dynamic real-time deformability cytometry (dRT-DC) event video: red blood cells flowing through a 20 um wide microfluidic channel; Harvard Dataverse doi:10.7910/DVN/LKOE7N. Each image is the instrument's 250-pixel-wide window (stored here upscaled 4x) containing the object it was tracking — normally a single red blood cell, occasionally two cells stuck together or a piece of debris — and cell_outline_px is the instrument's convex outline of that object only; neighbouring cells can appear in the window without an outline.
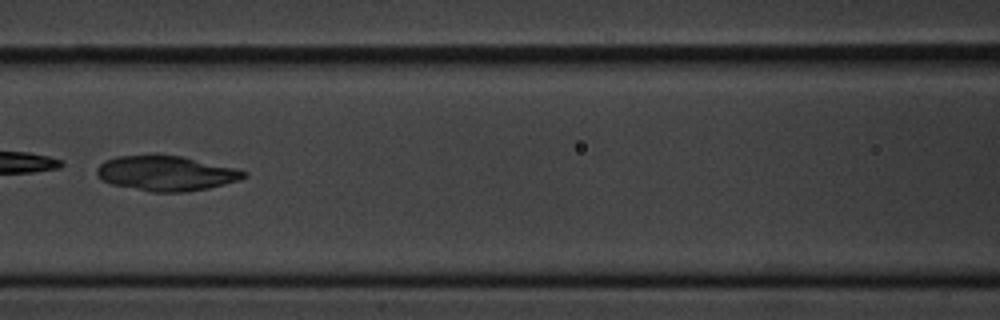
{"species": "common noctule bat (a hibernating species)", "species_latin": "Nyctalus noctula", "temperature_condition": "cold", "stored_images_in_passage": 11, "camera_frame_rate_fps": 3000, "um_per_image_px": 0.085, "animal": {"sex": "male", "body_mass_g": 20.1, "forearm_length_mm": 53.5}, "frame": {"image": 1, "passage_image": 7, "time_ms": 8.0, "image_size_px": [1000, 320], "cell_outline_px": [[248, 176], [240, 180], [208, 188], [184, 192], [152, 192], [112, 184], [100, 180], [96, 176], [96, 168], [104, 160], [116, 156], [156, 152], [180, 156], [236, 168], [248, 172]], "centroid_in_image_um": [14.07, 14.69], "position_along_channel_um": 152.5, "area_um2": 30.75}}
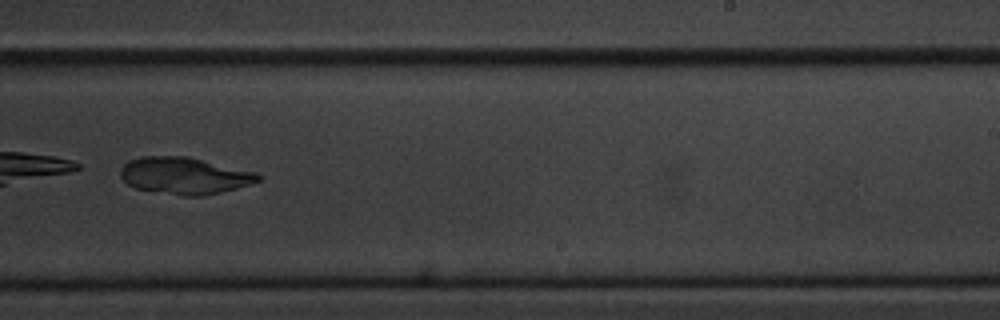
{"frame": {"image": 2, "passage_image": 10, "time_ms": 11.333, "image_size_px": [1000, 320], "cell_outline_px": [[260, 180], [236, 188], [204, 196], [184, 196], [136, 188], [128, 184], [120, 176], [120, 168], [128, 160], [140, 156], [188, 156], [256, 172], [260, 176]], "centroid_in_image_um": [15.65, 14.92], "position_along_channel_um": 273.3, "area_um2": 29.48}}
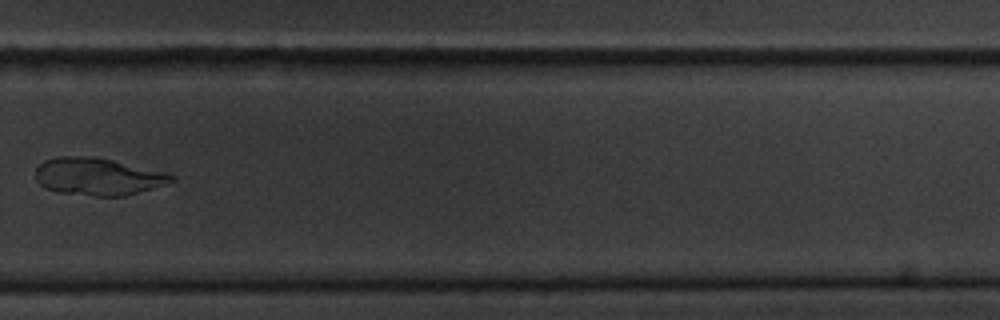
{"frame": {"image": 3, "passage_image": 11, "time_ms": 12.667, "image_size_px": [1000, 320], "cell_outline_px": [[176, 180], [164, 184], [124, 196], [92, 196], [56, 192], [40, 184], [36, 180], [36, 168], [44, 160], [56, 156], [92, 156], [112, 160], [164, 172], [176, 176]], "centroid_in_image_um": [8.28, 15.0], "position_along_channel_um": 321.5, "area_um2": 29.42}}